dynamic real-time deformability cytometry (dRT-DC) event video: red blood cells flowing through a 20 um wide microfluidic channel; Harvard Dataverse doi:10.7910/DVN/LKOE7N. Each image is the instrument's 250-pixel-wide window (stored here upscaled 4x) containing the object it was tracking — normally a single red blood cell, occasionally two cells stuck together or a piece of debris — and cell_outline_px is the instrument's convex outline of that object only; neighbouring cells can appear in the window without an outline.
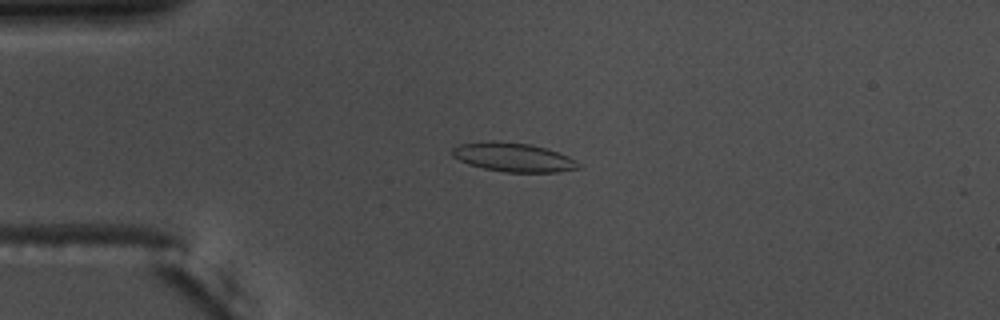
{"species": "common noctule bat (a hibernating species)", "species_latin": "Nyctalus noctula", "temperature_condition": "warm", "stored_images_in_passage": 43, "camera_frame_rate_fps": 3000, "um_per_image_px": 0.085, "animal": {"sex": "male", "body_mass_g": 17.5, "forearm_length_mm": 52.3}, "frame": {"image": 1, "passage_image": 1, "time_ms": 0.0, "image_size_px": [1000, 320], "cell_outline_px": [[580, 168], [556, 172], [504, 172], [484, 168], [468, 164], [452, 156], [452, 148], [460, 144], [488, 140], [492, 140], [528, 144], [544, 148], [568, 156], [576, 160], [580, 164]], "centroid_in_image_um": [43.61, 13.36], "position_along_channel_um": 41.4, "area_um2": 21.15}}
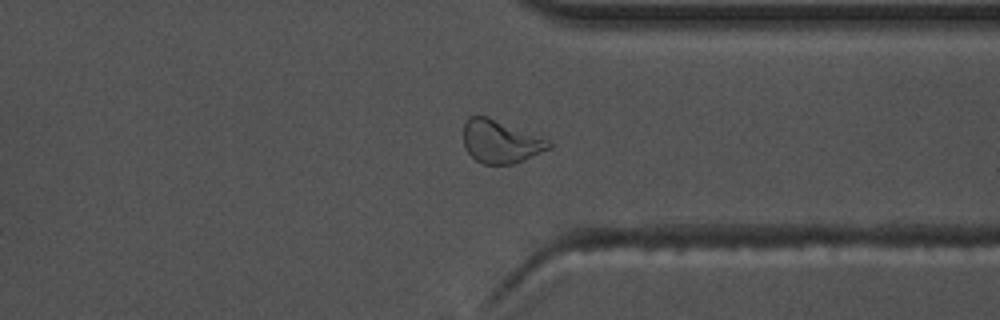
{"frame": {"image": 2, "passage_image": 30, "time_ms": 9.667, "image_size_px": [1000, 320], "cell_outline_px": [[552, 148], [512, 164], [484, 164], [476, 160], [464, 148], [464, 120], [468, 116], [488, 116], [548, 140], [552, 144]], "centroid_in_image_um": [42.51, 12.02], "position_along_channel_um": 368.9, "area_um2": 21.21}}
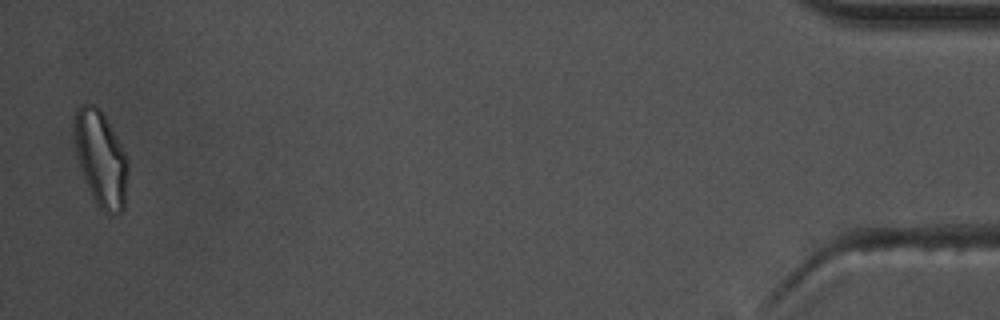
{"frame": {"image": 3, "passage_image": 42, "time_ms": 13.667, "image_size_px": [1000, 320], "cell_outline_px": [[128, 172], [124, 208], [120, 212], [104, 212], [96, 204], [88, 188], [80, 168], [76, 152], [76, 108], [80, 104], [96, 104], [100, 108], [120, 144], [128, 160]], "centroid_in_image_um": [8.59, 13.49], "position_along_channel_um": 426.6, "area_um2": 29.19}, "authors_computed_cell_mechanics": {"area_um2": 20.5768, "velocity_mm_per_s": 3.6714, "shape_relaxation_time_tau1_ms": 5.9586, "shape_relaxation_time_tau2_ms": 1.3439, "deformation_change_tau1": 0.1781, "deformation_change_tau2": 0.0806}}